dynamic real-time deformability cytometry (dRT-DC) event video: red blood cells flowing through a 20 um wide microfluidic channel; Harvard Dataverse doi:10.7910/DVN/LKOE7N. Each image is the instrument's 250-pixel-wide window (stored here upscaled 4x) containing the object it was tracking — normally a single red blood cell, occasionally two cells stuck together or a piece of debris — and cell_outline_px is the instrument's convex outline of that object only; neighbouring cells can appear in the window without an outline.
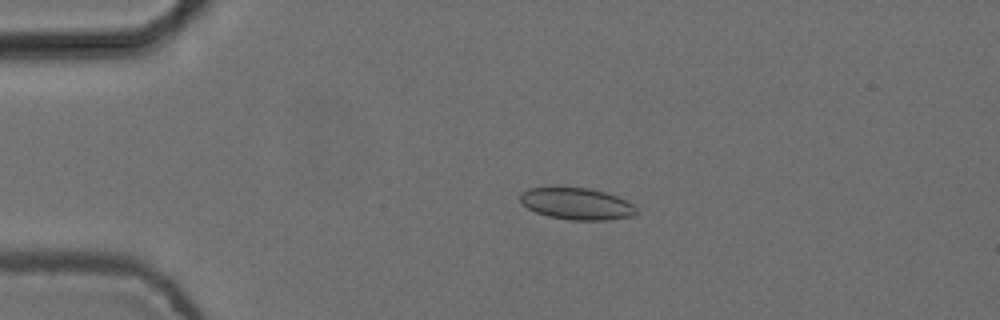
{"species": "common noctule bat (a hibernating species)", "species_latin": "Nyctalus noctula", "temperature_condition": "cold", "stored_images_in_passage": 5, "camera_frame_rate_fps": 3000, "um_per_image_px": 0.085, "animal": {"sex": "female", "body_mass_g": 24.6, "forearm_length_mm": 56.2}, "frame": {"image": 1, "passage_image": 4, "time_ms": 1.0, "image_size_px": [1000, 320], "cell_outline_px": [[640, 212], [636, 216], [608, 220], [572, 220], [548, 216], [536, 212], [528, 208], [520, 200], [520, 192], [528, 188], [588, 188], [604, 192], [616, 196], [632, 204]], "centroid_in_image_um": [49.06, 17.33], "position_along_channel_um": 35.9, "area_um2": 21.39}}